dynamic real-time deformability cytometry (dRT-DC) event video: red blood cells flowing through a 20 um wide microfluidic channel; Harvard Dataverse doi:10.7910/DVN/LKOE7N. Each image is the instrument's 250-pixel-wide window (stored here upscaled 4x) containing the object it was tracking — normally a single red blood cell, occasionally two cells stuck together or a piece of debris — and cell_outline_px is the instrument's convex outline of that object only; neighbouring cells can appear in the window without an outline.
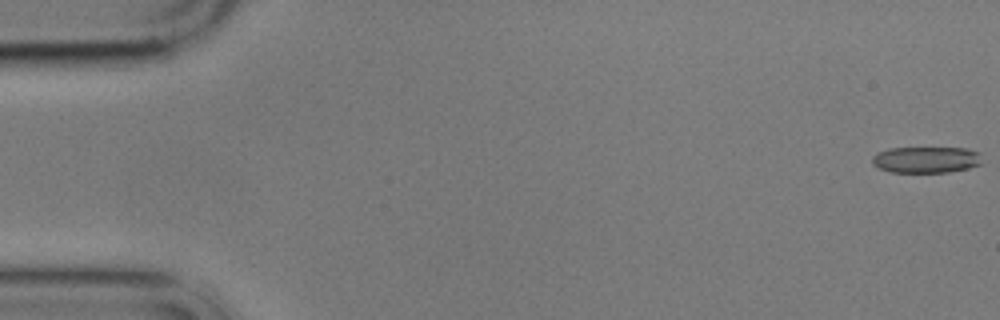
{"species": "common noctule bat (a hibernating species)", "species_latin": "Nyctalus noctula", "temperature_condition": "cold", "stored_images_in_passage": 9, "camera_frame_rate_fps": 3000, "um_per_image_px": 0.085, "animal": {"sex": "male", "body_mass_g": 17.9}, "frame": {"image": 1, "passage_image": 1, "time_ms": 0.0, "image_size_px": [1000, 320], "cell_outline_px": [[980, 164], [968, 168], [948, 172], [888, 172], [872, 164], [872, 156], [876, 152], [888, 148], [968, 148], [980, 152]], "centroid_in_image_um": [78.69, 13.57], "position_along_channel_um": 6.3, "area_um2": 16.94}}
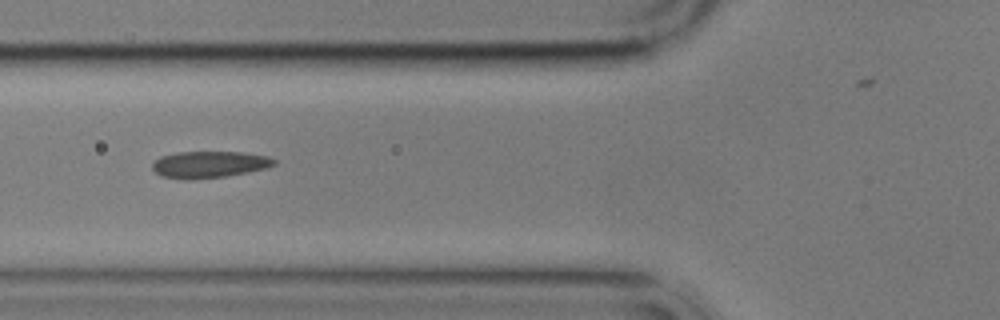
{"frame": {"image": 2, "passage_image": 7, "time_ms": 7.0, "image_size_px": [1000, 320], "cell_outline_px": [[276, 164], [268, 168], [248, 172], [224, 176], [192, 180], [184, 180], [160, 176], [152, 168], [152, 164], [160, 156], [176, 152], [244, 152], [268, 156], [276, 160]], "centroid_in_image_um": [17.79, 13.98], "position_along_channel_um": 108.0, "area_um2": 19.13}}
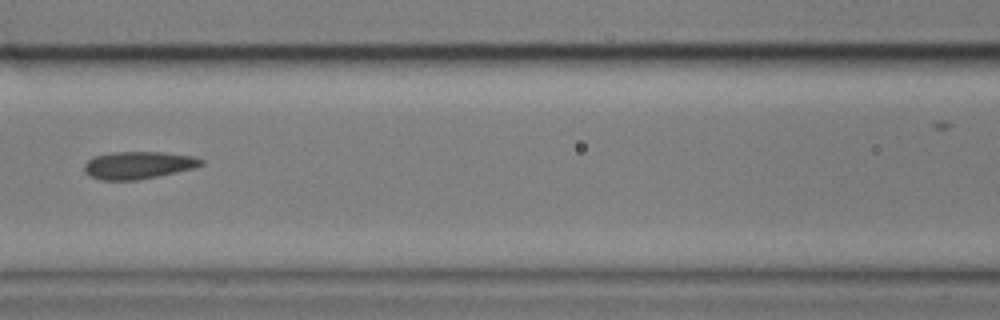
{"frame": {"image": 3, "passage_image": 8, "time_ms": 8.333, "image_size_px": [1000, 320], "cell_outline_px": [[204, 164], [196, 168], [136, 180], [100, 180], [88, 176], [84, 172], [84, 164], [92, 156], [112, 152], [160, 152], [192, 156], [204, 160]], "centroid_in_image_um": [11.72, 14.04], "position_along_channel_um": 154.9, "area_um2": 18.79}}